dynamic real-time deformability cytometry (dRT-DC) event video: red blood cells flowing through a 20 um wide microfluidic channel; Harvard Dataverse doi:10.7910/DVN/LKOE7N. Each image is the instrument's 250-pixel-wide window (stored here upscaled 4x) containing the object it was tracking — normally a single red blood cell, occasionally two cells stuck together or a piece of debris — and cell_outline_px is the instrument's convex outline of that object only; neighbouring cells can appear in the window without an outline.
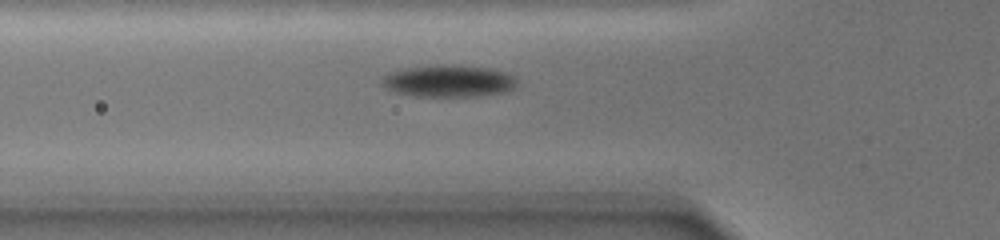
{"species": "common noctule bat (a hibernating species)", "species_latin": "Nyctalus noctula", "temperature_condition": "warm", "stored_images_in_passage": 10, "camera_frame_rate_fps": 3000, "um_per_image_px": 0.085, "animal": {"sex": "female", "body_mass_g": 19.0, "forearm_length_mm": 51.5}, "frame": {"image": 1, "passage_image": 7, "time_ms": 3.333, "image_size_px": [1000, 240], "cell_outline_px": [[516, 88], [504, 92], [480, 96], [412, 96], [396, 92], [384, 88], [380, 84], [384, 76], [388, 72], [408, 68], [436, 64], [456, 64], [488, 68], [508, 72], [516, 80]], "centroid_in_image_um": [38.13, 6.88], "position_along_channel_um": 87.7, "area_um2": 25.49}}
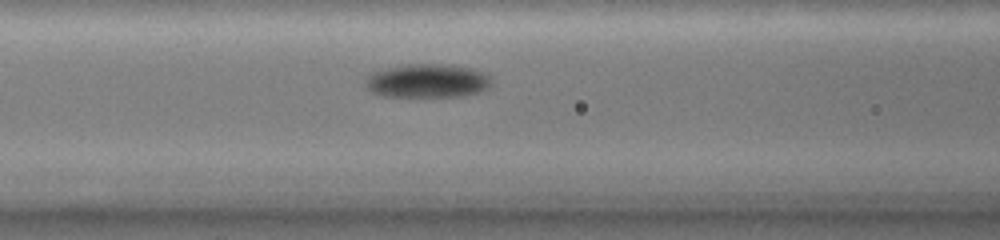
{"frame": {"image": 2, "passage_image": 9, "time_ms": 4.667, "image_size_px": [1000, 240], "cell_outline_px": [[492, 84], [488, 88], [480, 92], [464, 96], [380, 96], [372, 92], [364, 84], [368, 76], [372, 72], [384, 68], [408, 64], [444, 64], [472, 68], [488, 72], [492, 76]], "centroid_in_image_um": [36.39, 6.86], "position_along_channel_um": 130.2, "area_um2": 25.14}}